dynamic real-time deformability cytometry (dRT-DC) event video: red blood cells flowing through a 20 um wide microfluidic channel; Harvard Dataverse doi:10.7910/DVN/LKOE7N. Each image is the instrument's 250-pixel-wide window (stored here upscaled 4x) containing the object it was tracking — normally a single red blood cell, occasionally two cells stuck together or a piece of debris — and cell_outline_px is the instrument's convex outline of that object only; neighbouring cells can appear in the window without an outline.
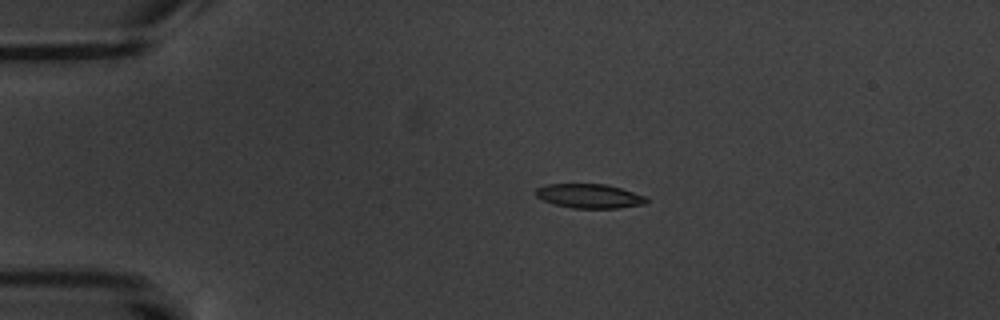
{"species": "common noctule bat (a hibernating species)", "species_latin": "Nyctalus noctula", "temperature_condition": "warm", "stored_images_in_passage": 14, "camera_frame_rate_fps": 3000, "um_per_image_px": 0.085, "animal": {"sex": "male", "body_mass_g": 20.1, "forearm_length_mm": 53.5}, "frame": {"image": 1, "passage_image": 1, "time_ms": 0.0, "image_size_px": [1000, 320], "cell_outline_px": [[648, 204], [616, 208], [572, 208], [556, 204], [544, 200], [536, 196], [536, 188], [548, 184], [604, 184], [620, 188], [644, 196], [648, 200]], "centroid_in_image_um": [50.11, 16.67], "position_along_channel_um": 34.9, "area_um2": 15.43}}
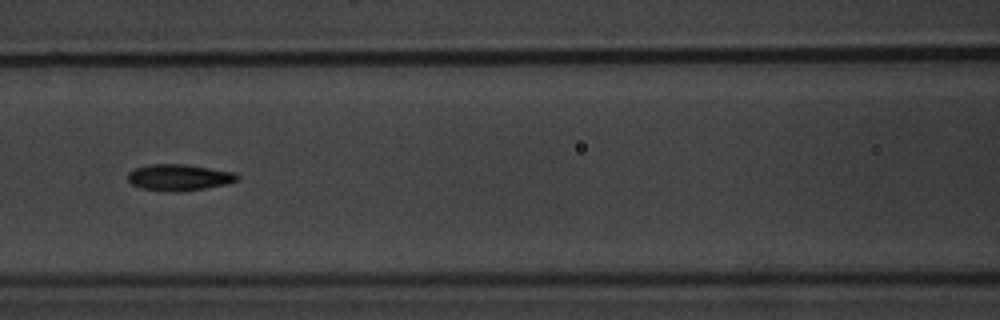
{"frame": {"image": 2, "passage_image": 5, "time_ms": 4.667, "image_size_px": [1000, 320], "cell_outline_px": [[240, 176], [236, 180], [228, 184], [180, 192], [172, 192], [140, 188], [132, 184], [128, 180], [128, 172], [136, 168], [148, 164], [184, 164], [232, 172]], "centroid_in_image_um": [15.18, 15.08], "position_along_channel_um": 151.4, "area_um2": 16.7}}
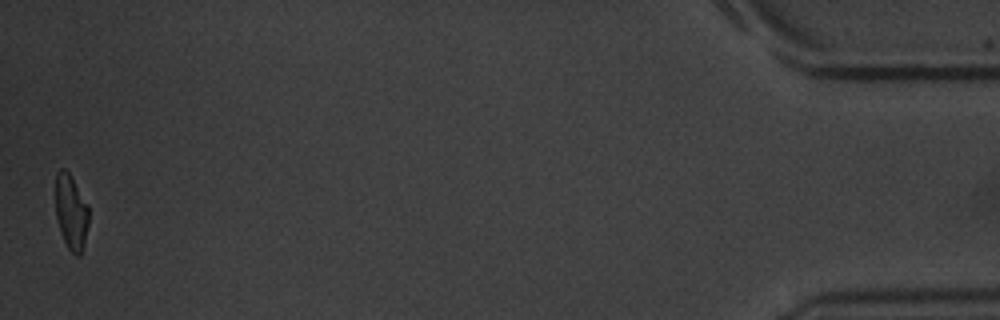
{"frame": {"image": 3, "passage_image": 14, "time_ms": 15.333, "image_size_px": [1000, 320], "cell_outline_px": [[88, 224], [84, 244], [80, 256], [76, 256], [68, 248], [64, 240], [56, 216], [56, 172], [60, 168], [64, 168], [68, 172], [88, 204]], "centroid_in_image_um": [6.05, 18.02], "position_along_channel_um": 429.2, "area_um2": 14.33}, "authors_computed_cell_mechanics": {"area_um2": 16.0684, "velocity_mm_per_s": 3.4335, "shape_relaxation_time_tau1_ms": 2.2474, "shape_relaxation_time_tau2_ms": 3.5325, "deformation_change_tau1": 0.1049, "deformation_change_tau2": 0.0872}}